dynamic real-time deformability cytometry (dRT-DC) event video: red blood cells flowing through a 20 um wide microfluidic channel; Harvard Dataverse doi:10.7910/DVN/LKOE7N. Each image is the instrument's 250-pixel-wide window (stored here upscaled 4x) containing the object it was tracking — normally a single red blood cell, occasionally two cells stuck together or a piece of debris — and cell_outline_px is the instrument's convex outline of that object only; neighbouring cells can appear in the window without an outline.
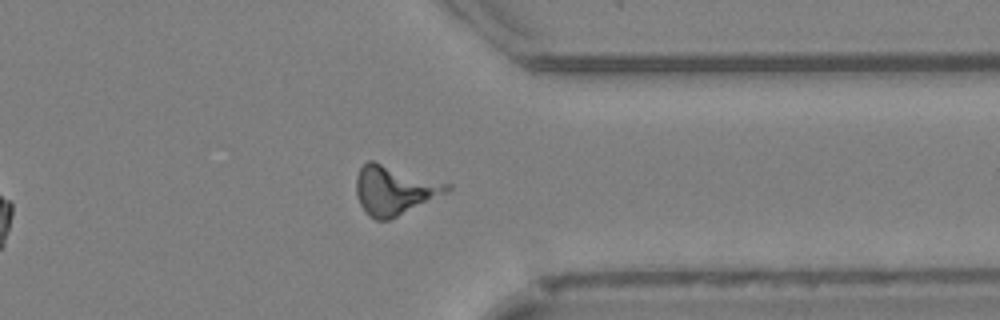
{"species": "Egyptian fruit bat (a non-hibernating species)", "species_latin": "Rousettus aegyptiacus", "temperature_condition": "cold", "stored_images_in_passage": 29, "camera_frame_rate_fps": 3000, "um_per_image_px": 0.085, "animal": {"sex": "female"}, "frame": {"image": 1, "passage_image": 24, "time_ms": 7.667, "image_size_px": [1000, 320], "cell_outline_px": [[452, 188], [448, 192], [388, 220], [376, 220], [360, 204], [356, 196], [356, 176], [360, 168], [368, 160], [372, 160], [452, 184]], "centroid_in_image_um": [33.53, 16.13], "position_along_channel_um": 377.9, "area_um2": 25.66}}